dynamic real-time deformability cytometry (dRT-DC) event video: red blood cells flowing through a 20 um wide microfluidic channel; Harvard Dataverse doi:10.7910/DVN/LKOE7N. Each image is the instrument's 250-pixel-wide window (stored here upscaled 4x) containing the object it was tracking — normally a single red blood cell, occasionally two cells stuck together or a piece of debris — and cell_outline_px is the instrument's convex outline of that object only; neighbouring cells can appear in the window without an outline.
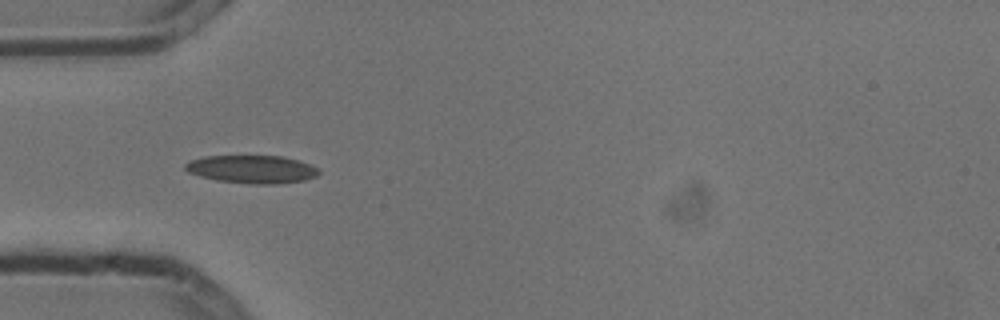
{"species": "common noctule bat (a hibernating species)", "species_latin": "Nyctalus noctula", "temperature_condition": "cold", "stored_images_in_passage": 6, "camera_frame_rate_fps": 3000, "um_per_image_px": 0.085, "animal": {"sex": "male", "body_mass_g": 13.3}, "frame": {"image": 1, "passage_image": 4, "time_ms": 1.0, "image_size_px": [1000, 320], "cell_outline_px": [[320, 172], [316, 176], [304, 180], [276, 184], [252, 184], [216, 180], [200, 176], [188, 172], [184, 168], [184, 164], [192, 160], [204, 156], [280, 156], [300, 160], [316, 168]], "centroid_in_image_um": [21.4, 14.38], "position_along_channel_um": 63.6, "area_um2": 21.68}}
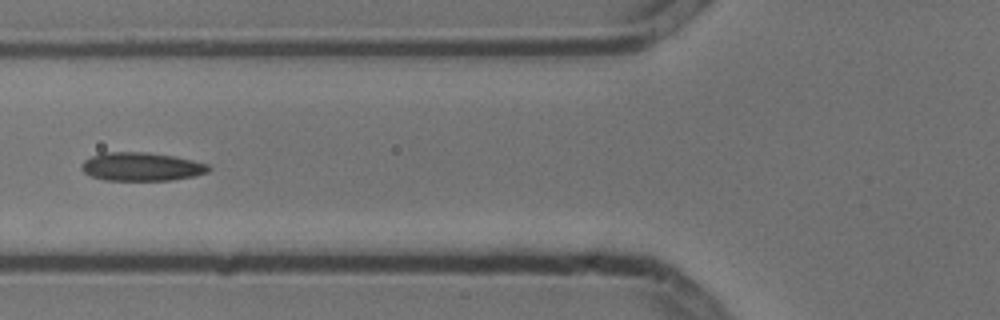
{"frame": {"image": 2, "passage_image": 5, "time_ms": 1.333, "image_size_px": [1000, 320], "cell_outline_px": [[212, 168], [208, 172], [196, 176], [172, 180], [104, 180], [92, 176], [84, 172], [80, 168], [84, 160], [92, 156], [104, 152], [148, 152], [176, 156], [208, 164]], "centroid_in_image_um": [12.06, 14.16], "position_along_channel_um": 113.7, "area_um2": 21.21}}
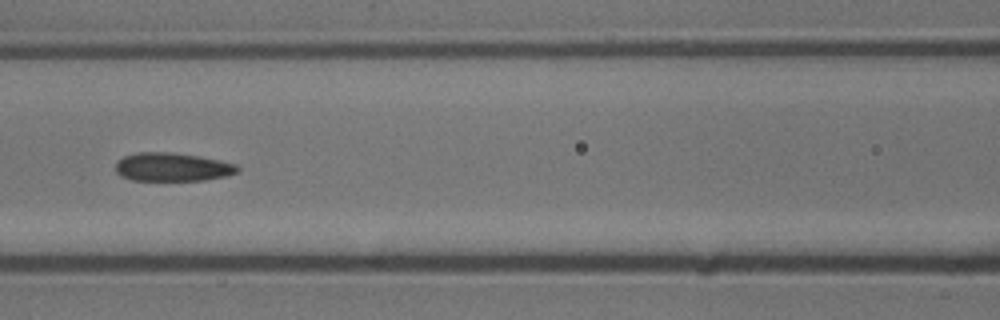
{"frame": {"image": 3, "passage_image": 6, "time_ms": 1.667, "image_size_px": [1000, 320], "cell_outline_px": [[240, 168], [236, 172], [228, 176], [204, 180], [132, 180], [116, 172], [116, 160], [124, 156], [136, 152], [172, 152], [200, 156], [220, 160], [236, 164]], "centroid_in_image_um": [14.66, 14.18], "position_along_channel_um": 151.9, "area_um2": 20.29}}